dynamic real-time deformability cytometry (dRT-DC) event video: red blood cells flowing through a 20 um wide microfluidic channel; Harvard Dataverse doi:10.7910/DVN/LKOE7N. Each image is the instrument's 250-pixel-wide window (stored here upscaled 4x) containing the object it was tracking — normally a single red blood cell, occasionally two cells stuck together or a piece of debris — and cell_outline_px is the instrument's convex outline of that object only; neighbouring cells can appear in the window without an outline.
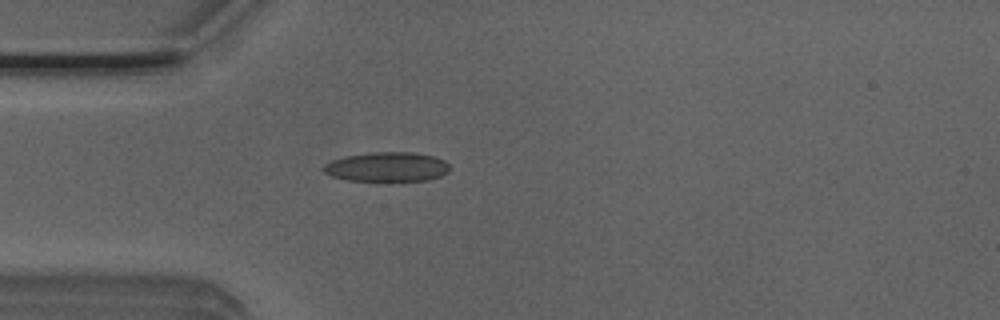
{"species": "Egyptian fruit bat (a non-hibernating species)", "species_latin": "Rousettus aegyptiacus", "temperature_condition": "room temperature", "stored_images_in_passage": 5, "camera_frame_rate_fps": 3000, "um_per_image_px": 0.085, "animal": {"sex": "male"}, "frame": {"image": 1, "passage_image": 2, "time_ms": 0.333, "image_size_px": [1000, 320], "cell_outline_px": [[448, 172], [440, 176], [428, 180], [380, 184], [376, 184], [348, 180], [332, 176], [324, 172], [320, 168], [324, 164], [332, 160], [344, 156], [368, 152], [412, 152], [432, 156], [444, 160], [448, 164]], "centroid_in_image_um": [32.84, 14.23], "position_along_channel_um": 52.2, "area_um2": 22.77}}